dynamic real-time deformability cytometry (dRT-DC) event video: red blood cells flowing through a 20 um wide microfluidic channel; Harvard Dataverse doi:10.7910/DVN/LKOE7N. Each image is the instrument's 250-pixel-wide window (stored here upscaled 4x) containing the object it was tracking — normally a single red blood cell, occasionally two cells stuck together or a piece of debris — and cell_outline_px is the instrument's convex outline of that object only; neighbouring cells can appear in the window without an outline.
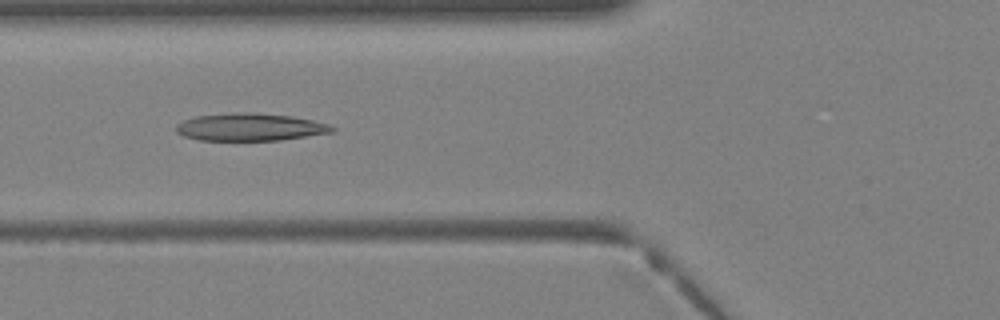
{"species": "Egyptian fruit bat (a non-hibernating species)", "species_latin": "Rousettus aegyptiacus", "temperature_condition": "warm", "stored_images_in_passage": 36, "camera_frame_rate_fps": 3000, "um_per_image_px": 0.085, "animal": {"sex": "female"}, "frame": {"image": 1, "passage_image": 12, "time_ms": 3.667, "image_size_px": [1000, 320], "cell_outline_px": [[336, 128], [332, 132], [280, 140], [200, 140], [184, 136], [176, 132], [176, 124], [184, 120], [196, 116], [236, 112], [252, 112], [292, 116], [312, 120], [328, 124]], "centroid_in_image_um": [21.24, 10.79], "position_along_channel_um": 104.6, "area_um2": 24.91}}
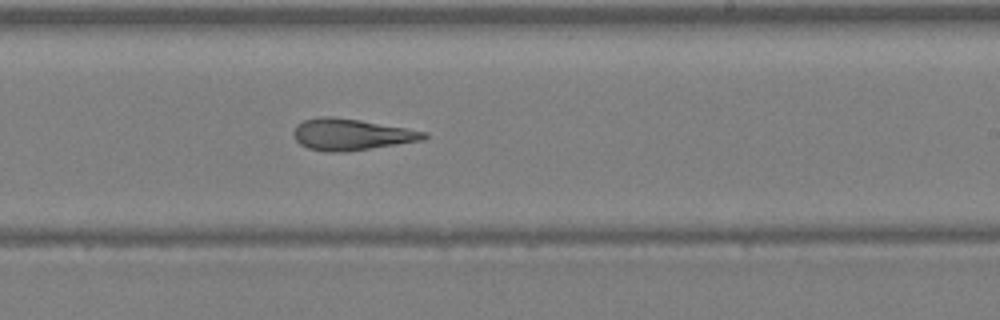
{"frame": {"image": 2, "passage_image": 21, "time_ms": 6.667, "image_size_px": [1000, 320], "cell_outline_px": [[428, 136], [424, 140], [344, 152], [328, 152], [308, 148], [300, 144], [292, 136], [292, 132], [296, 124], [304, 120], [320, 116], [332, 116], [360, 120], [428, 132]], "centroid_in_image_um": [29.82, 11.42], "position_along_channel_um": 259.2, "area_um2": 23.93}}
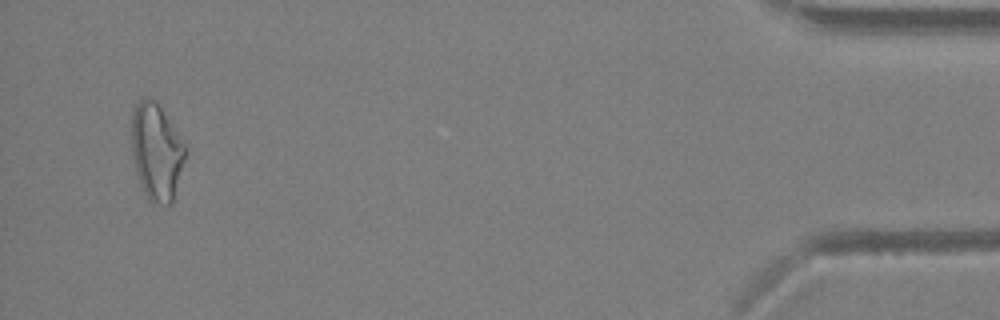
{"frame": {"image": 3, "passage_image": 35, "time_ms": 11.333, "image_size_px": [1000, 320], "cell_outline_px": [[188, 152], [172, 204], [152, 204], [148, 200], [144, 192], [136, 172], [132, 156], [132, 112], [136, 104], [144, 96], [148, 96], [156, 100], [184, 144]], "centroid_in_image_um": [13.31, 12.91], "position_along_channel_um": 421.9, "area_um2": 30.52}}